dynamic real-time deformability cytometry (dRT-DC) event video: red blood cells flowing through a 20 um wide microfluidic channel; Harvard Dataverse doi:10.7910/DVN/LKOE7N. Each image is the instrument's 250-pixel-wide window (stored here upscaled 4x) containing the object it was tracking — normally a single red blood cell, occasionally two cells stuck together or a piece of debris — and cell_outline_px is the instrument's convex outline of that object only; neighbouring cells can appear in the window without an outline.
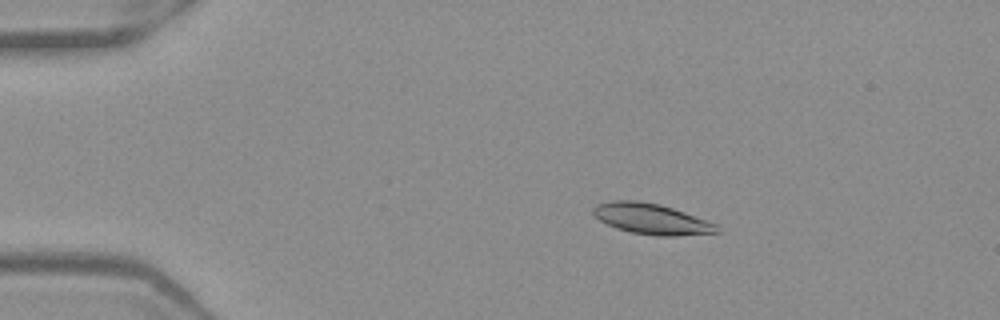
{"species": "Egyptian fruit bat (a non-hibernating species)", "species_latin": "Rousettus aegyptiacus", "temperature_condition": "warm", "stored_images_in_passage": 51, "camera_frame_rate_fps": 3000, "um_per_image_px": 0.085, "frame": {"image": 1, "passage_image": 8, "time_ms": 2.333, "image_size_px": [1000, 320], "cell_outline_px": [[700, 232], [640, 232], [624, 228], [612, 224], [612, 204], [652, 204], [668, 208], [680, 212], [696, 220]], "centroid_in_image_um": [55.42, 18.6], "position_along_channel_um": 29.6, "area_um2": 14.28}}
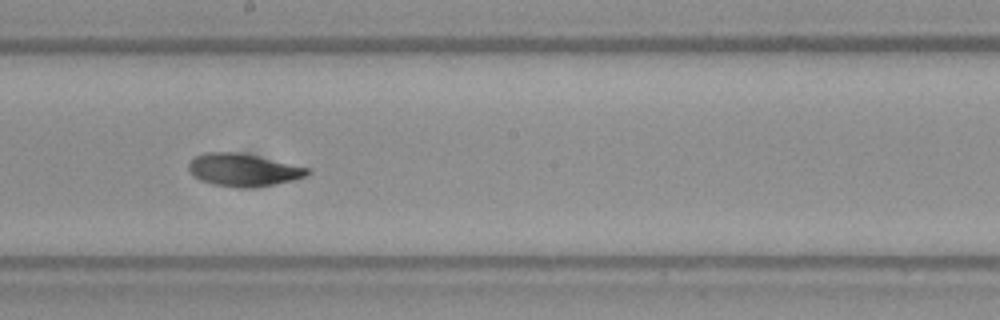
{"frame": {"image": 2, "passage_image": 28, "time_ms": 9.0, "image_size_px": [1000, 320], "cell_outline_px": [[304, 172], [296, 176], [280, 180], [256, 184], [236, 184], [220, 180], [216, 160], [216, 156], [240, 156], [300, 168]], "centroid_in_image_um": [21.48, 14.49], "position_along_channel_um": 226.7, "area_um2": 12.54}}
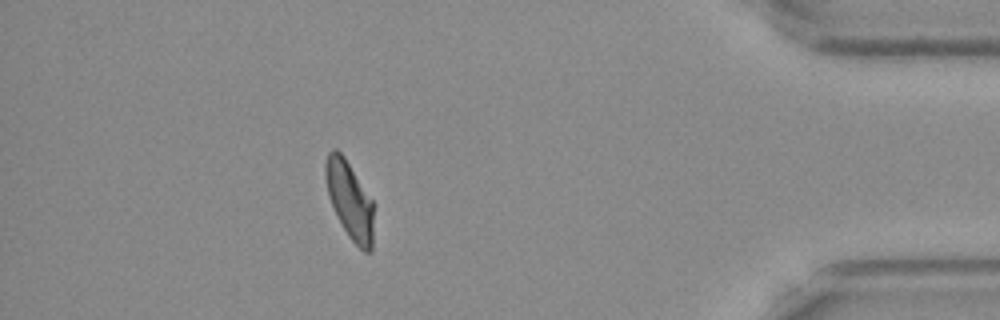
{"frame": {"image": 3, "passage_image": 45, "time_ms": 14.667, "image_size_px": [1000, 320], "cell_outline_px": [[372, 212], [368, 248], [356, 240], [352, 236], [344, 224], [332, 200], [328, 188], [328, 160], [336, 152], [344, 160], [372, 204]], "centroid_in_image_um": [29.73, 16.97], "position_along_channel_um": 405.5, "area_um2": 17.11}}